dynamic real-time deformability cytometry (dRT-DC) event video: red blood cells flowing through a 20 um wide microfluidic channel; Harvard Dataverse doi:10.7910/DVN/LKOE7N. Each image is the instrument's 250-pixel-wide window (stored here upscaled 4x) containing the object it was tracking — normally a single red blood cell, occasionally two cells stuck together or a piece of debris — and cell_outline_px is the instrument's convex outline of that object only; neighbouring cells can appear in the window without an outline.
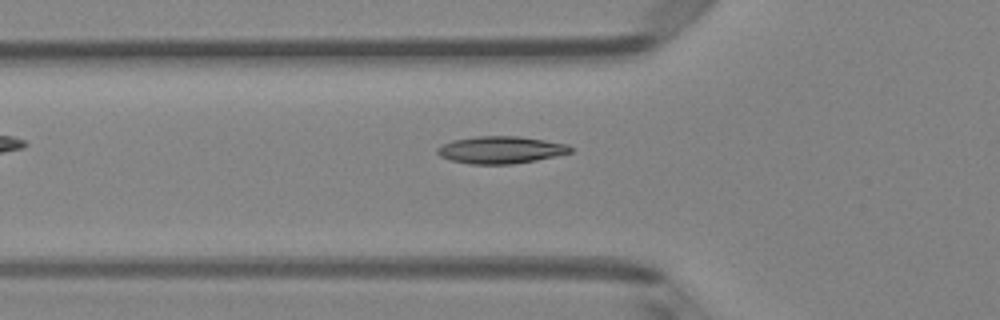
{"species": "Egyptian fruit bat (a non-hibernating species)", "species_latin": "Rousettus aegyptiacus", "temperature_condition": "room temperature", "stored_images_in_passage": 34, "camera_frame_rate_fps": 3000, "um_per_image_px": 0.085, "animal": {"sex": "female"}, "frame": {"image": 1, "passage_image": 2, "time_ms": 0.333, "image_size_px": [1000, 320], "cell_outline_px": [[572, 152], [536, 160], [512, 164], [472, 164], [452, 160], [440, 156], [436, 152], [436, 148], [452, 140], [476, 136], [516, 136], [544, 140], [568, 144], [572, 148]], "centroid_in_image_um": [42.55, 12.73], "position_along_channel_um": 83.2, "area_um2": 20.98}}
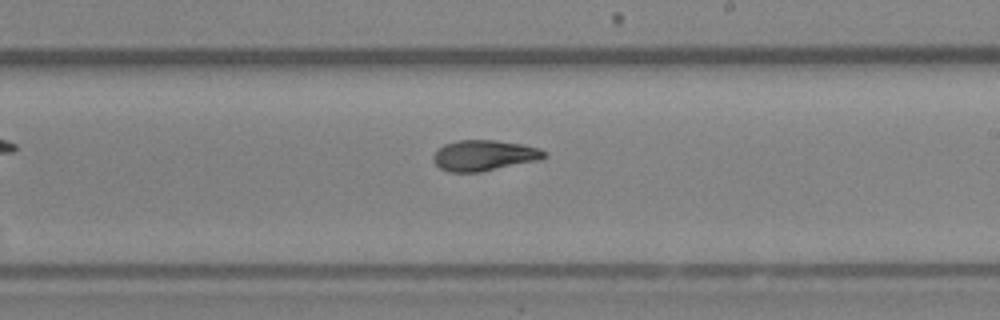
{"frame": {"image": 2, "passage_image": 14, "time_ms": 4.333, "image_size_px": [1000, 320], "cell_outline_px": [[548, 156], [540, 160], [480, 172], [448, 172], [440, 168], [432, 160], [432, 156], [444, 144], [456, 140], [496, 140], [524, 144], [540, 148]], "centroid_in_image_um": [41.16, 13.21], "position_along_channel_um": 247.8, "area_um2": 20.0}}
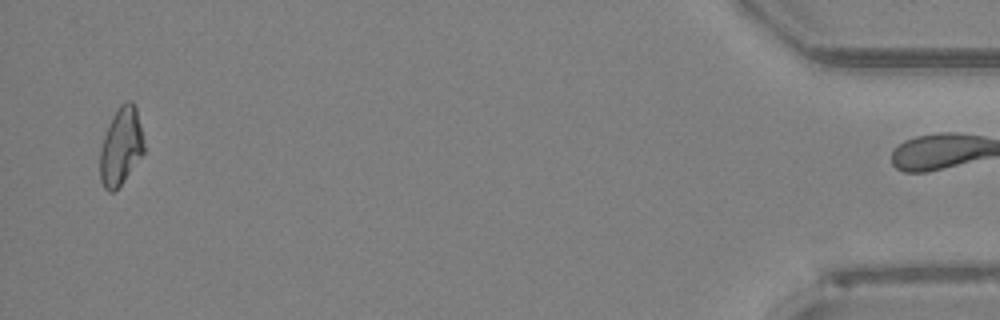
{"frame": {"image": 3, "passage_image": 33, "time_ms": 10.667, "image_size_px": [1000, 320], "cell_outline_px": [[144, 152], [124, 180], [112, 192], [108, 192], [104, 188], [100, 180], [100, 148], [104, 136], [112, 116], [120, 104], [128, 100], [132, 100], [136, 108], [140, 124], [144, 144]], "centroid_in_image_um": [10.27, 12.43], "position_along_channel_um": 424.9, "area_um2": 19.71}, "authors_computed_cell_mechanics": {"area_um2": 19.7676, "velocity_mm_per_s": 4.1145, "shape_relaxation_time_tau1_ms": 9.7464, "shape_relaxation_time_tau2_ms": 1.9424, "deformation_change_tau1": 0.2249, "deformation_change_tau2": 0.069}}